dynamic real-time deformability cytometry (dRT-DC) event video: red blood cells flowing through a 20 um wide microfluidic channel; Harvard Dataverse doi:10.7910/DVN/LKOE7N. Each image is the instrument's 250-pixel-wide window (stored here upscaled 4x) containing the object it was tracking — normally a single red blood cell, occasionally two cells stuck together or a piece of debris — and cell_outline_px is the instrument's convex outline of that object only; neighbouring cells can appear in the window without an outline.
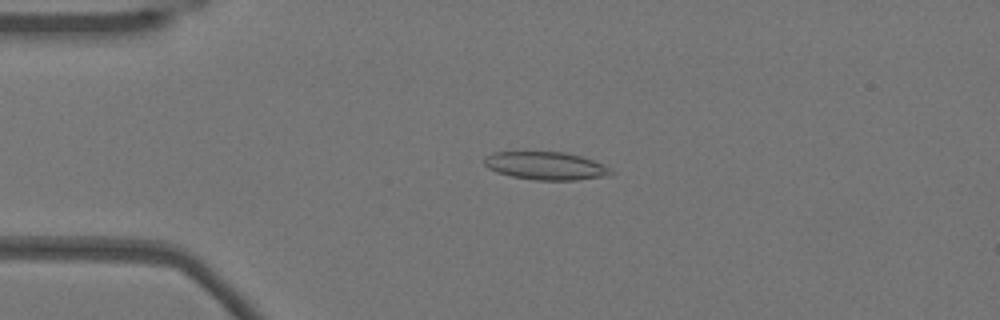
{"species": "Egyptian fruit bat (a non-hibernating species)", "species_latin": "Rousettus aegyptiacus", "temperature_condition": "warm", "stored_images_in_passage": 53, "camera_frame_rate_fps": 3000, "um_per_image_px": 0.085, "animal": {"sex": "female"}, "frame": {"image": 1, "passage_image": 12, "time_ms": 3.667, "image_size_px": [1000, 320], "cell_outline_px": [[616, 172], [612, 176], [576, 180], [536, 180], [512, 176], [496, 172], [488, 168], [484, 164], [484, 156], [492, 152], [564, 152], [580, 156], [604, 164]], "centroid_in_image_um": [46.43, 14.1], "position_along_channel_um": 38.6, "area_um2": 20.87}}
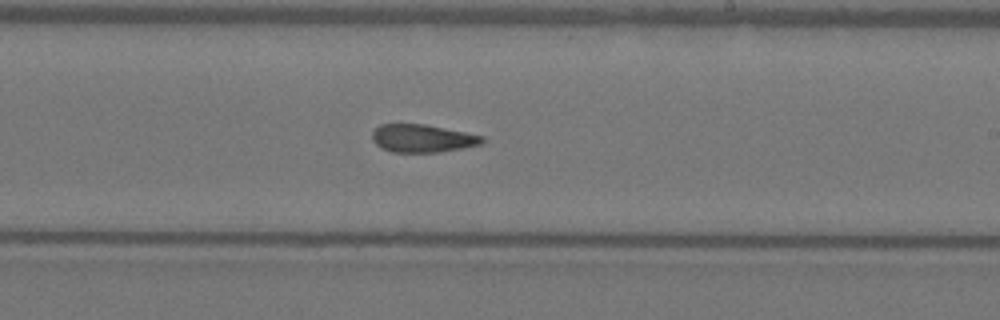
{"frame": {"image": 2, "passage_image": 31, "time_ms": 10.0, "image_size_px": [1000, 320], "cell_outline_px": [[484, 140], [480, 144], [440, 152], [392, 152], [380, 148], [372, 140], [372, 132], [380, 124], [424, 124], [484, 136]], "centroid_in_image_um": [35.85, 11.76], "position_along_channel_um": 253.1, "area_um2": 17.74}}
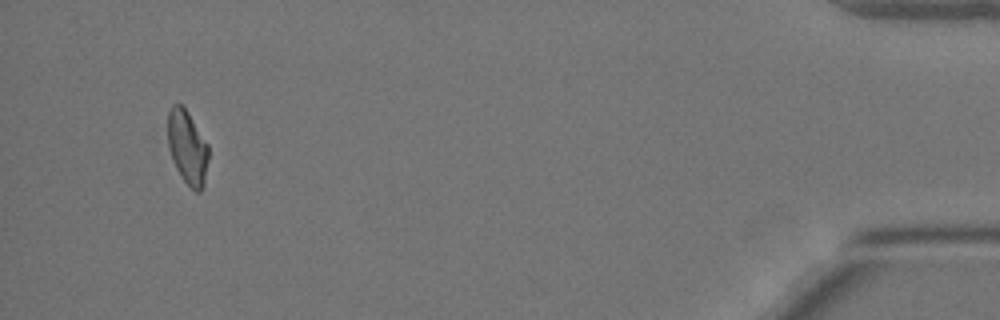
{"frame": {"image": 3, "passage_image": 50, "time_ms": 16.333, "image_size_px": [1000, 320], "cell_outline_px": [[208, 160], [204, 184], [200, 192], [196, 192], [184, 180], [176, 168], [168, 148], [168, 112], [172, 104], [180, 104], [188, 112], [208, 144]], "centroid_in_image_um": [15.93, 12.51], "position_along_channel_um": 419.3, "area_um2": 17.4}, "authors_computed_cell_mechanics": {"area_um2": 18.785, "velocity_mm_per_s": 3.8292, "shape_relaxation_time_tau1_ms": null, "shape_relaxation_time_tau2_ms": 3.4354, "deformation_change_tau1": null, "deformation_change_tau2": 0.1183}}